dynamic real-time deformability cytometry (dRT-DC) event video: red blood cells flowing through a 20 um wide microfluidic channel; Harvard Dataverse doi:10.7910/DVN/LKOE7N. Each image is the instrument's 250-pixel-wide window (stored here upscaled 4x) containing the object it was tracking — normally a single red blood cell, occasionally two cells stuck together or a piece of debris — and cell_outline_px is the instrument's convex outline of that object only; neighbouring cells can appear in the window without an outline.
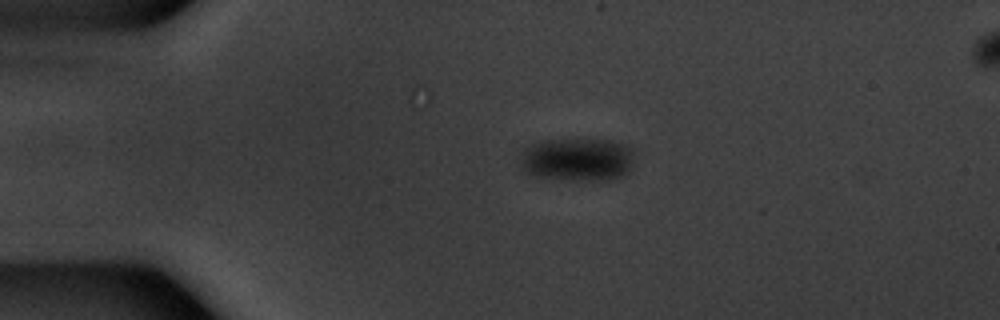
{"species": "common noctule bat (a hibernating species)", "species_latin": "Nyctalus noctula", "temperature_condition": "warm", "stored_images_in_passage": 5, "camera_frame_rate_fps": 3000, "um_per_image_px": 0.085, "animal": {"sex": "male", "body_mass_g": 20.1, "forearm_length_mm": 53.5}, "frame": {"image": 1, "passage_image": 1, "time_ms": 0.0, "image_size_px": [1000, 320], "cell_outline_px": [[636, 156], [632, 168], [624, 176], [608, 180], [540, 180], [524, 172], [520, 164], [520, 160], [524, 148], [532, 144], [544, 140], [612, 140], [628, 144], [636, 148]], "centroid_in_image_um": [49.13, 13.58], "position_along_channel_um": 35.9, "area_um2": 30.0}}